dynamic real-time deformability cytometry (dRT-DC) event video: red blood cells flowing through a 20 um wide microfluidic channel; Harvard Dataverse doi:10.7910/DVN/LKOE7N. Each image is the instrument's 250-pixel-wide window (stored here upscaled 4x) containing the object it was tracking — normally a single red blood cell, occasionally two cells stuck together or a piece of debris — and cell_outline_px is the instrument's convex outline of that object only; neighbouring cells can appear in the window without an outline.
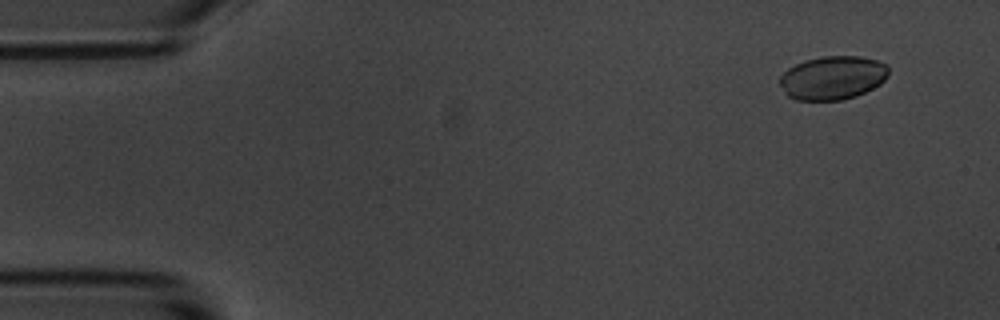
{"species": "common noctule bat (a hibernating species)", "species_latin": "Nyctalus noctula", "temperature_condition": "room temperature", "stored_images_in_passage": 6, "camera_frame_rate_fps": 3000, "um_per_image_px": 0.085, "animal": {"sex": "male", "body_mass_g": 20.1, "forearm_length_mm": 53.5}, "frame": {"image": 1, "passage_image": 2, "time_ms": 1.333, "image_size_px": [1000, 320], "cell_outline_px": [[888, 76], [880, 84], [856, 96], [840, 100], [796, 100], [788, 96], [784, 92], [780, 84], [780, 76], [788, 68], [804, 60], [824, 56], [860, 56], [876, 60], [884, 64], [888, 68]], "centroid_in_image_um": [70.76, 6.61], "position_along_channel_um": 14.2, "area_um2": 27.57}}
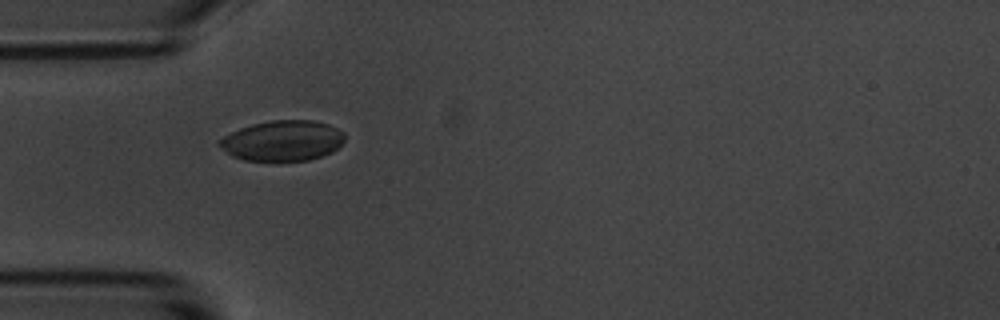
{"frame": {"image": 2, "passage_image": 5, "time_ms": 5.667, "image_size_px": [1000, 320], "cell_outline_px": [[344, 140], [332, 152], [308, 160], [244, 160], [232, 156], [220, 148], [216, 144], [216, 140], [240, 128], [252, 124], [272, 120], [312, 120], [328, 124], [344, 132]], "centroid_in_image_um": [23.98, 11.95], "position_along_channel_um": 61.0, "area_um2": 29.42}}